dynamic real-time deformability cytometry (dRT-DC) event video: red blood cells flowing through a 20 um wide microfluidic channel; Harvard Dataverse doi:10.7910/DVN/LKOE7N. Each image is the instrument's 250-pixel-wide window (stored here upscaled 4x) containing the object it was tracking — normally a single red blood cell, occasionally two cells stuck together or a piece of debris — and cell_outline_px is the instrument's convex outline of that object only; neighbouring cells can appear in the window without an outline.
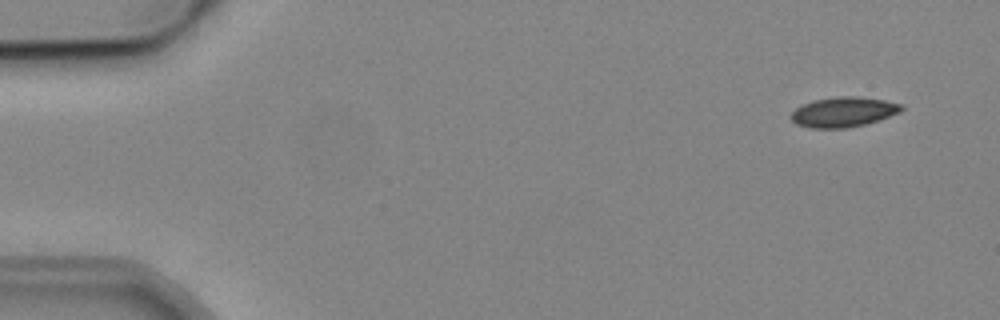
{"species": "common noctule bat (a hibernating species)", "species_latin": "Nyctalus noctula", "temperature_condition": "cold", "stored_images_in_passage": 7, "camera_frame_rate_fps": 3000, "um_per_image_px": 0.085, "animal": {"sex": "male", "body_mass_g": 19.2, "forearm_length_mm": 51.8}, "frame": {"image": 1, "passage_image": 1, "time_ms": 0.0, "image_size_px": [1000, 320], "cell_outline_px": [[904, 108], [900, 112], [880, 120], [848, 128], [808, 128], [796, 124], [788, 116], [796, 108], [812, 100], [840, 96], [856, 96], [884, 100], [904, 104]], "centroid_in_image_um": [71.69, 9.52], "position_along_channel_um": 13.3, "area_um2": 19.48}}
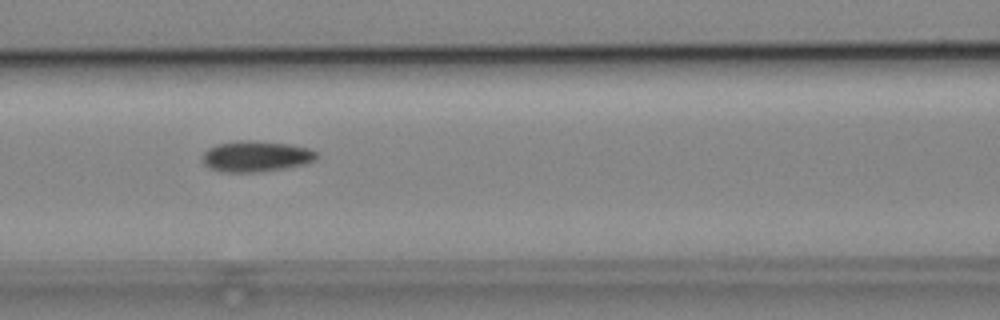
{"frame": {"image": 2, "passage_image": 7, "time_ms": 6.667, "image_size_px": [1000, 320], "cell_outline_px": [[320, 156], [316, 160], [304, 164], [284, 168], [256, 172], [220, 172], [208, 168], [204, 164], [204, 152], [208, 148], [216, 144], [240, 140], [248, 140], [288, 144], [308, 148], [316, 152]], "centroid_in_image_um": [21.75, 13.29], "position_along_channel_um": 144.8, "area_um2": 20.52}}